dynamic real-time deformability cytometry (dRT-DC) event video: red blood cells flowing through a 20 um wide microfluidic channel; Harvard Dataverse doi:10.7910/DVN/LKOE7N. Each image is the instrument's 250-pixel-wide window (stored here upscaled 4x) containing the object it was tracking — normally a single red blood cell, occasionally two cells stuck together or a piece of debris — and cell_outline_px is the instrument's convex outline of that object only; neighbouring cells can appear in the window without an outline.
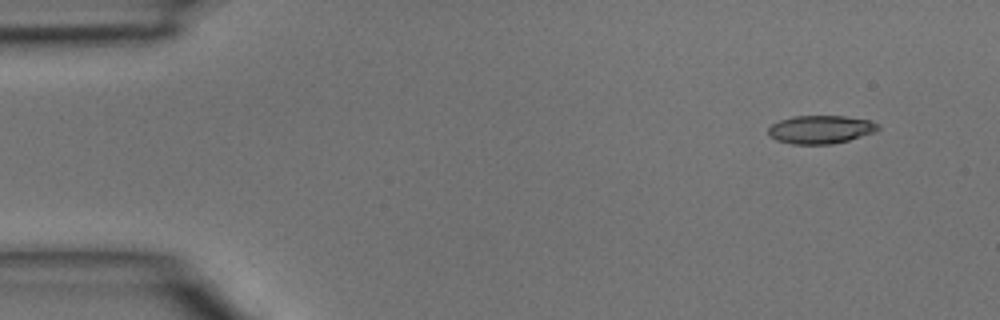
{"species": "common noctule bat (a hibernating species)", "species_latin": "Nyctalus noctula", "temperature_condition": "room temperature", "stored_images_in_passage": 4, "camera_frame_rate_fps": 3000, "um_per_image_px": 0.085, "animal": {"sex": "male", "body_mass_g": 15.6}, "frame": {"image": 1, "passage_image": 1, "time_ms": 0.0, "image_size_px": [1000, 320], "cell_outline_px": [[880, 128], [876, 132], [848, 140], [832, 144], [792, 144], [776, 140], [768, 132], [768, 128], [772, 124], [780, 120], [792, 116], [844, 116], [872, 120], [880, 124]], "centroid_in_image_um": [69.8, 11.0], "position_along_channel_um": 15.2, "area_um2": 18.15}}
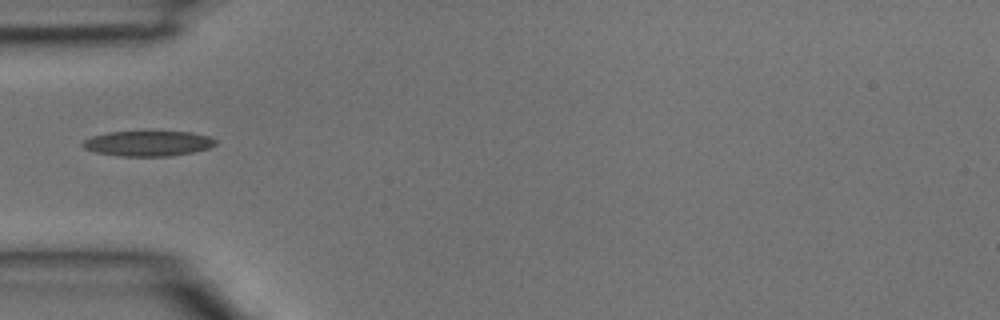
{"frame": {"image": 2, "passage_image": 4, "time_ms": 1.0, "image_size_px": [1000, 320], "cell_outline_px": [[216, 144], [208, 148], [192, 152], [168, 156], [120, 156], [96, 152], [84, 148], [80, 144], [84, 140], [92, 136], [108, 132], [188, 132], [208, 136], [216, 140]], "centroid_in_image_um": [12.55, 12.19], "position_along_channel_um": 72.5, "area_um2": 19.31}}